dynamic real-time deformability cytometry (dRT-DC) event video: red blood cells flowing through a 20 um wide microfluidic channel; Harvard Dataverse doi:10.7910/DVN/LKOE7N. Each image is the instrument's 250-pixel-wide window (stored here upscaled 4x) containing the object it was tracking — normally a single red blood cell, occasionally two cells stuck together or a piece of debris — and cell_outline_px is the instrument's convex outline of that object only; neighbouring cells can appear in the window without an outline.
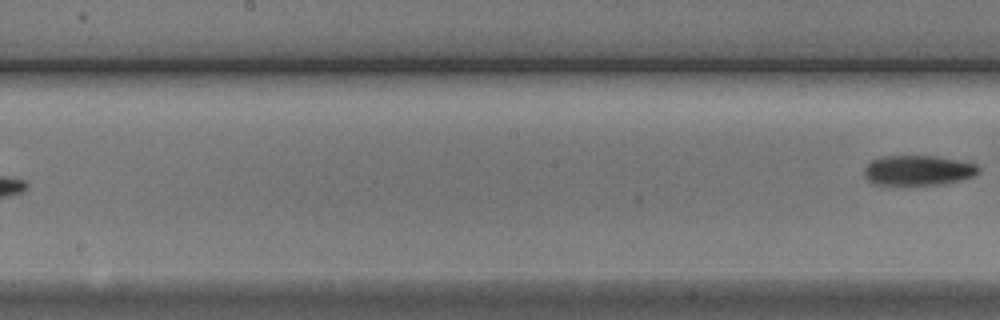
{"species": "Egyptian fruit bat (a non-hibernating species)", "species_latin": "Rousettus aegyptiacus", "temperature_condition": "cold", "stored_images_in_passage": 7, "segment_of_instrument_passage": [2, 2], "camera_frame_rate_fps": 3000, "um_per_image_px": 0.085, "animal": {"sex": "male"}, "frame": {"image": 1, "passage_image": 7, "time_ms": 8.0, "image_size_px": [1000, 320], "cell_outline_px": [[980, 172], [976, 176], [944, 184], [872, 184], [864, 176], [864, 168], [872, 160], [884, 156], [932, 156], [956, 160], [976, 164], [980, 168]], "centroid_in_image_um": [78.05, 14.48], "position_along_channel_um": 170.1, "area_um2": 19.88}}